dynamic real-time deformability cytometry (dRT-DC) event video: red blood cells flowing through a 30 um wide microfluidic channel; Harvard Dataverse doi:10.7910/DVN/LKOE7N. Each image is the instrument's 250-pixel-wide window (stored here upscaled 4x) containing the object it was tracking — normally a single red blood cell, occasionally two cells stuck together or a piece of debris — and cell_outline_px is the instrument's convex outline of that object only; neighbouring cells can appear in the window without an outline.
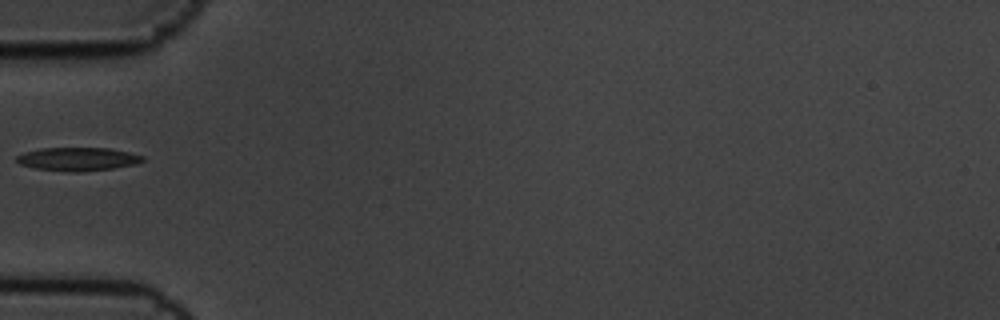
{"species": "common noctule bat (a hibernating species)", "species_latin": "Nyctalus noctula", "temperature_condition": "cold", "stored_images_in_passage": 38, "camera_frame_rate_fps": 3000, "um_per_image_px": 0.085, "animal": {"sex": "male", "body_mass_g": 19.5, "forearm_length_mm": 54.6}, "frame": {"image": 1, "passage_image": 1, "time_ms": 0.0, "image_size_px": [1000, 320], "cell_outline_px": [[144, 160], [136, 164], [112, 168], [76, 172], [64, 172], [36, 168], [20, 164], [16, 160], [16, 156], [24, 152], [40, 148], [112, 148], [144, 156]], "centroid_in_image_um": [6.6, 13.52], "position_along_channel_um": 78.4, "area_um2": 17.17}}
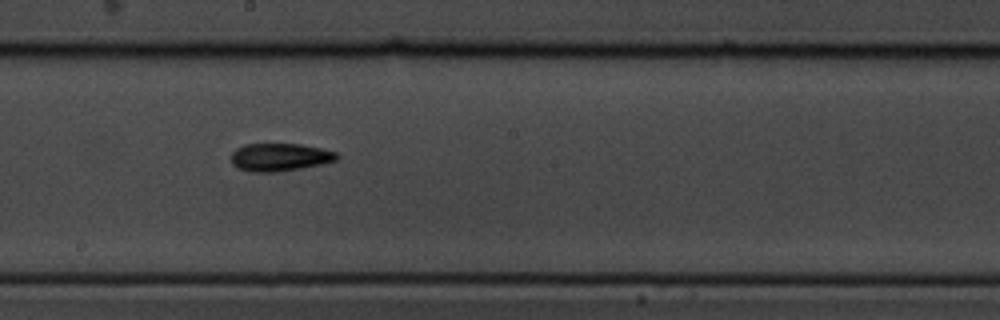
{"frame": {"image": 2, "passage_image": 13, "time_ms": 4.0, "image_size_px": [1000, 320], "cell_outline_px": [[340, 156], [336, 160], [320, 164], [280, 172], [252, 172], [236, 168], [232, 164], [232, 152], [236, 148], [244, 144], [300, 144], [320, 148], [336, 152]], "centroid_in_image_um": [23.75, 13.36], "position_along_channel_um": 224.4, "area_um2": 17.17}}
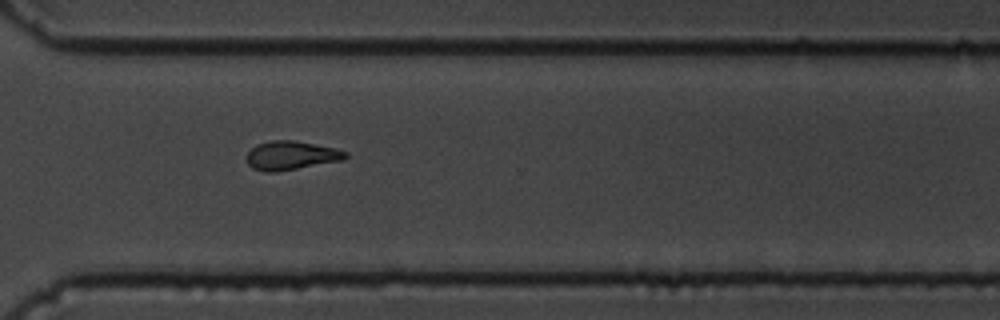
{"frame": {"image": 3, "passage_image": 23, "time_ms": 7.333, "image_size_px": [1000, 320], "cell_outline_px": [[348, 156], [344, 160], [276, 172], [264, 172], [252, 168], [248, 164], [248, 152], [256, 144], [272, 140], [292, 140], [336, 148], [348, 152]], "centroid_in_image_um": [24.76, 13.22], "position_along_channel_um": 345.8, "area_um2": 16.59}}